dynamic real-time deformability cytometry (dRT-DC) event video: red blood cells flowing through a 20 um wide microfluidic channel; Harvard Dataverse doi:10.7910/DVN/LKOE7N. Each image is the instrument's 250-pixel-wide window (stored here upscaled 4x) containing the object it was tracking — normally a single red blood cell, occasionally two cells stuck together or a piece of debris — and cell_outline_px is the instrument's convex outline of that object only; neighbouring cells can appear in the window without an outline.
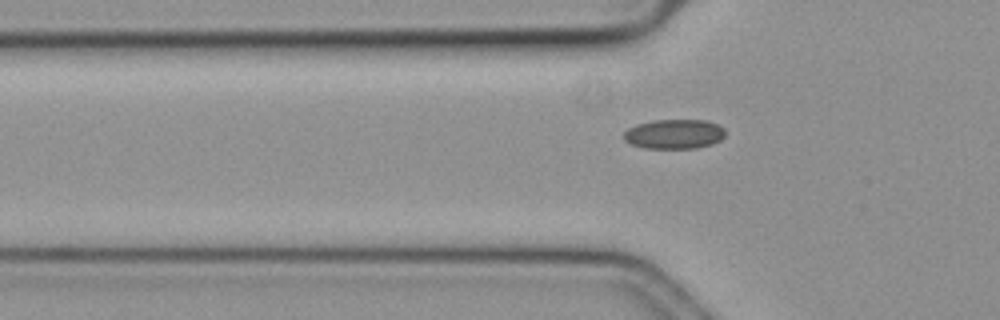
{"species": "common noctule bat (a hibernating species)", "species_latin": "Nyctalus noctula", "temperature_condition": "cold", "stored_images_in_passage": 26, "camera_frame_rate_fps": 3000, "um_per_image_px": 0.085, "animal": {"sex": "female", "body_mass_g": 19.3, "forearm_length_mm": 54.1}, "frame": {"image": 1, "passage_image": 6, "time_ms": 1.667, "image_size_px": [1000, 320], "cell_outline_px": [[724, 136], [720, 140], [712, 144], [696, 148], [644, 148], [632, 144], [624, 140], [624, 132], [628, 128], [636, 124], [652, 120], [708, 120], [724, 128]], "centroid_in_image_um": [57.3, 11.39], "position_along_channel_um": 68.5, "area_um2": 17.51}}
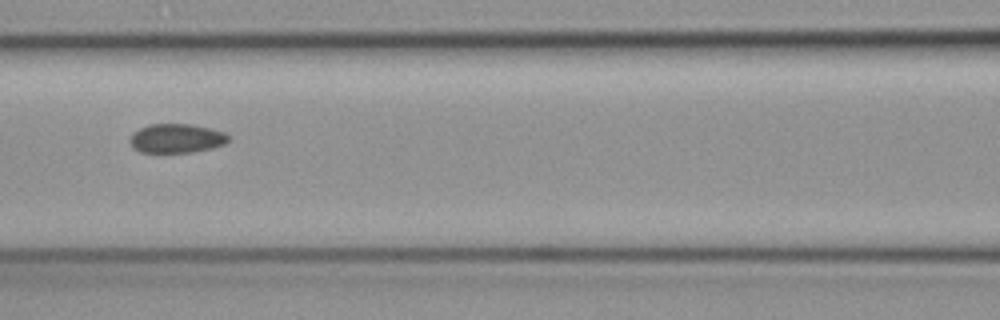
{"frame": {"image": 2, "passage_image": 13, "time_ms": 4.0, "image_size_px": [1000, 320], "cell_outline_px": [[228, 140], [224, 144], [212, 148], [192, 152], [140, 152], [132, 148], [128, 140], [132, 132], [148, 124], [192, 124], [224, 132], [228, 136]], "centroid_in_image_um": [14.94, 11.76], "position_along_channel_um": 151.7, "area_um2": 16.76}}
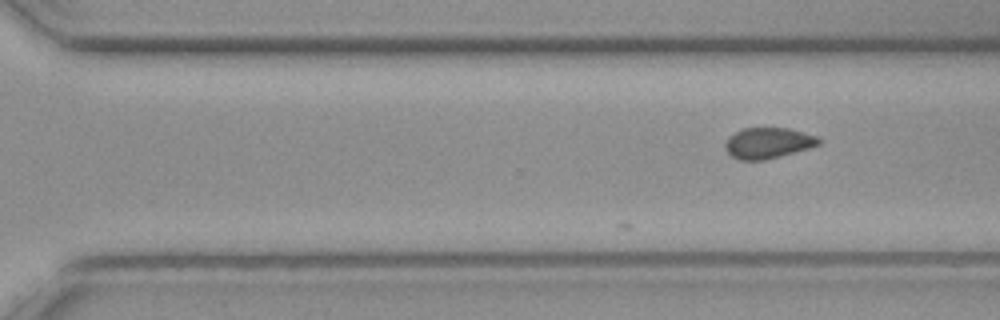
{"frame": {"image": 3, "passage_image": 26, "time_ms": 8.333, "image_size_px": [1000, 320], "cell_outline_px": [[820, 144], [808, 148], [780, 156], [764, 160], [740, 160], [732, 156], [724, 148], [724, 144], [728, 136], [744, 128], [788, 128], [820, 136]], "centroid_in_image_um": [65.28, 12.15], "position_along_channel_um": 305.3, "area_um2": 16.82}}